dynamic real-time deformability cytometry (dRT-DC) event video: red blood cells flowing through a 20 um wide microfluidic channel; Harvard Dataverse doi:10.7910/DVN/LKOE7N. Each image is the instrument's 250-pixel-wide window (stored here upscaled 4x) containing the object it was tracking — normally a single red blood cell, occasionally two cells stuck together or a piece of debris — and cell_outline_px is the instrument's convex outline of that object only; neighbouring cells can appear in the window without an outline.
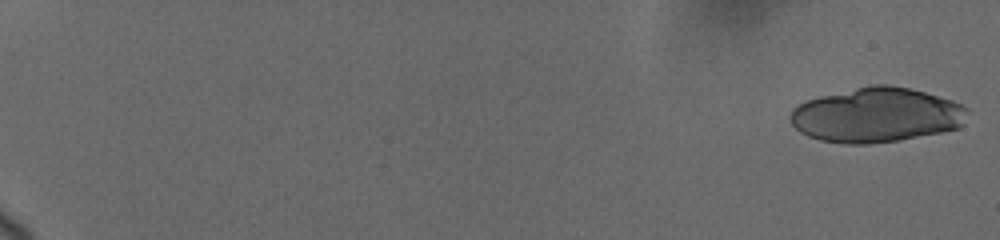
{"species": "human", "species_latin": "Homo sapiens", "temperature_condition": "cold", "stored_images_in_passage": 11, "camera_frame_rate_fps": 3000, "um_per_image_px": 0.085, "donor": {"sex": "female"}, "frame": {"image": 1, "passage_image": 1, "time_ms": 0.0, "image_size_px": [1000, 240], "cell_outline_px": [[968, 112], [964, 124], [960, 128], [900, 140], [868, 144], [844, 144], [820, 140], [808, 136], [800, 132], [792, 124], [788, 116], [792, 108], [796, 104], [804, 100], [820, 96], [872, 84], [888, 84], [908, 88], [924, 92], [952, 100], [964, 104], [968, 108]], "centroid_in_image_um": [74.49, 9.78], "position_along_channel_um": 10.5, "area_um2": 56.93}}
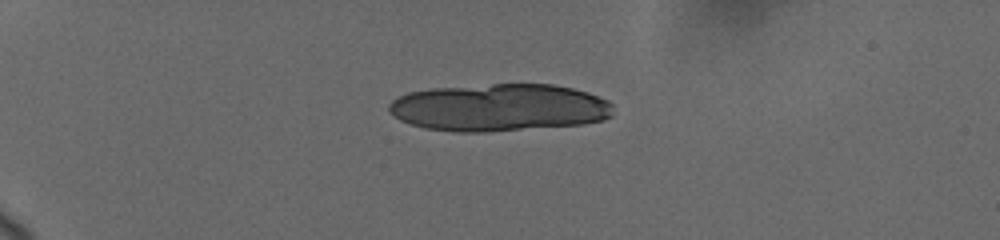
{"frame": {"image": 2, "passage_image": 7, "time_ms": 5.0, "image_size_px": [1000, 240], "cell_outline_px": [[612, 116], [604, 120], [584, 124], [484, 132], [456, 132], [424, 128], [400, 120], [388, 112], [388, 104], [392, 100], [408, 92], [432, 88], [492, 84], [552, 84], [572, 88], [588, 92], [608, 100], [612, 104]], "centroid_in_image_um": [42.43, 9.14], "position_along_channel_um": 42.6, "area_um2": 62.25}}